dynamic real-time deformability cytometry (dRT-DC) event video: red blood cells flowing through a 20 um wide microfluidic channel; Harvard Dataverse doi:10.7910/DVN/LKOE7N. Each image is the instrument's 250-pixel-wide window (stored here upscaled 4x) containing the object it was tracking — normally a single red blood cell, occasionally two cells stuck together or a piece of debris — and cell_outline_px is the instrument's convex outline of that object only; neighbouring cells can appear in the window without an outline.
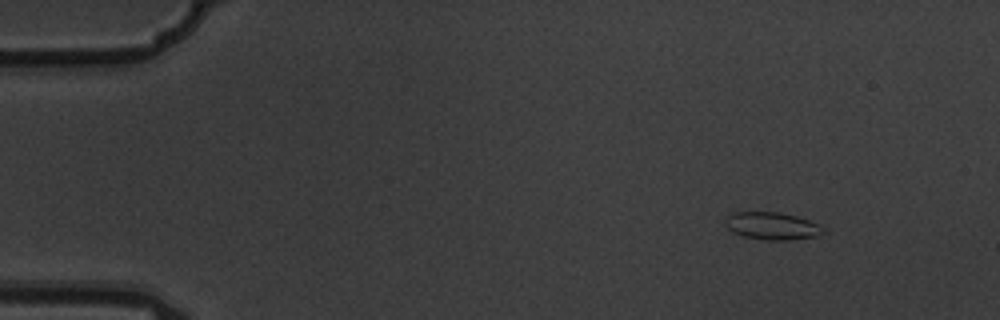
{"species": "common noctule bat (a hibernating species)", "species_latin": "Nyctalus noctula", "temperature_condition": "warm", "stored_images_in_passage": 5, "camera_frame_rate_fps": 3000, "um_per_image_px": 0.085, "animal": {"sex": "male", "body_mass_g": 19.5, "forearm_length_mm": 54.6}, "frame": {"image": 1, "passage_image": 1, "time_ms": 0.0, "image_size_px": [1000, 320], "cell_outline_px": [[824, 232], [816, 236], [788, 240], [768, 240], [744, 236], [732, 232], [724, 224], [724, 216], [732, 212], [780, 212], [796, 216], [808, 220], [824, 228]], "centroid_in_image_um": [65.56, 19.19], "position_along_channel_um": 19.4, "area_um2": 15.66}}
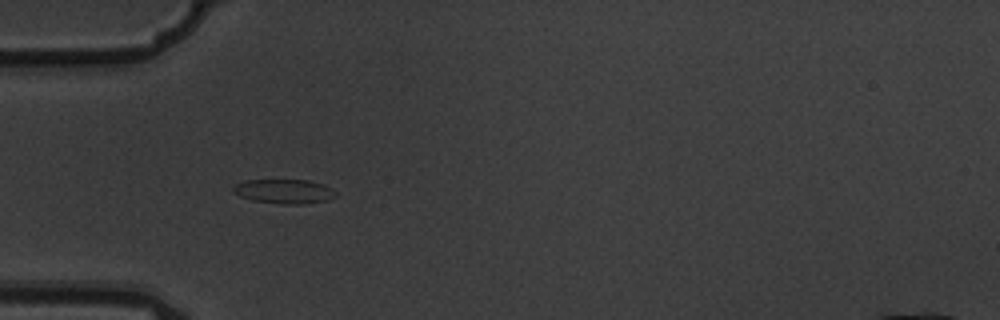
{"frame": {"image": 2, "passage_image": 4, "time_ms": 1.0, "image_size_px": [1000, 320], "cell_outline_px": [[336, 196], [328, 200], [304, 204], [284, 204], [252, 200], [240, 196], [232, 192], [232, 188], [236, 184], [244, 180], [308, 180], [324, 184], [332, 188], [336, 192]], "centroid_in_image_um": [24.17, 16.26], "position_along_channel_um": 60.8, "area_um2": 14.62}}
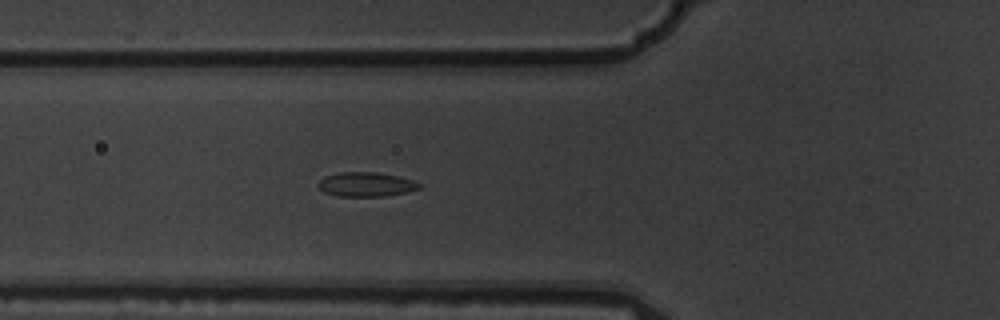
{"frame": {"image": 3, "passage_image": 5, "time_ms": 1.333, "image_size_px": [1000, 320], "cell_outline_px": [[420, 188], [408, 192], [384, 196], [336, 196], [324, 192], [320, 188], [320, 180], [324, 176], [340, 172], [376, 172], [396, 176], [412, 180], [420, 184]], "centroid_in_image_um": [31.11, 15.67], "position_along_channel_um": 94.7, "area_um2": 14.16}}